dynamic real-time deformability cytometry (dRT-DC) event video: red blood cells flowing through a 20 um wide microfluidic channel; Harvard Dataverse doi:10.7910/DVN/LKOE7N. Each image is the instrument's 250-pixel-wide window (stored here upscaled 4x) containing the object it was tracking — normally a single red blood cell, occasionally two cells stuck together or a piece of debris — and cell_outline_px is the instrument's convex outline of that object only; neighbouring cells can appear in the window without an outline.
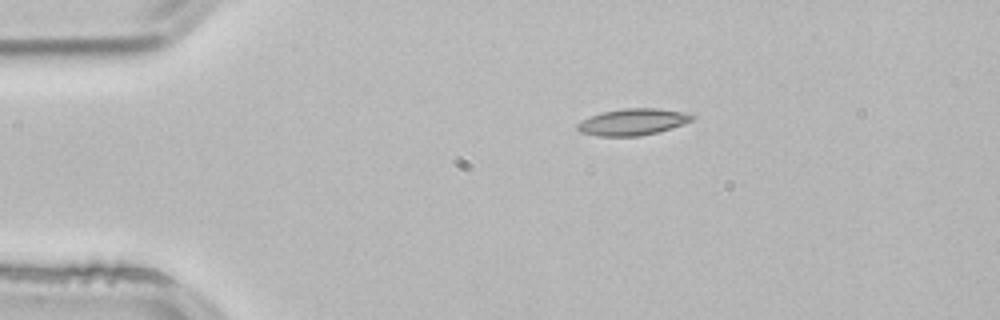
{"species": "common noctule bat (a hibernating species)", "species_latin": "Nyctalus noctula", "temperature_condition": "room temperature", "stored_images_in_passage": 2, "camera_frame_rate_fps": 3000, "um_per_image_px": 0.085, "animal": {"sex": "male", "body_mass_g": 21.5, "forearm_length_mm": 52.0}, "frame": {"image": 1, "passage_image": 1, "time_ms": 0.0, "image_size_px": [1000, 320], "cell_outline_px": [[696, 116], [692, 120], [672, 128], [640, 136], [600, 136], [580, 132], [576, 128], [576, 124], [600, 112], [624, 108], [656, 108], [684, 112]], "centroid_in_image_um": [53.78, 10.36], "position_along_channel_um": 31.2, "area_um2": 17.63}}